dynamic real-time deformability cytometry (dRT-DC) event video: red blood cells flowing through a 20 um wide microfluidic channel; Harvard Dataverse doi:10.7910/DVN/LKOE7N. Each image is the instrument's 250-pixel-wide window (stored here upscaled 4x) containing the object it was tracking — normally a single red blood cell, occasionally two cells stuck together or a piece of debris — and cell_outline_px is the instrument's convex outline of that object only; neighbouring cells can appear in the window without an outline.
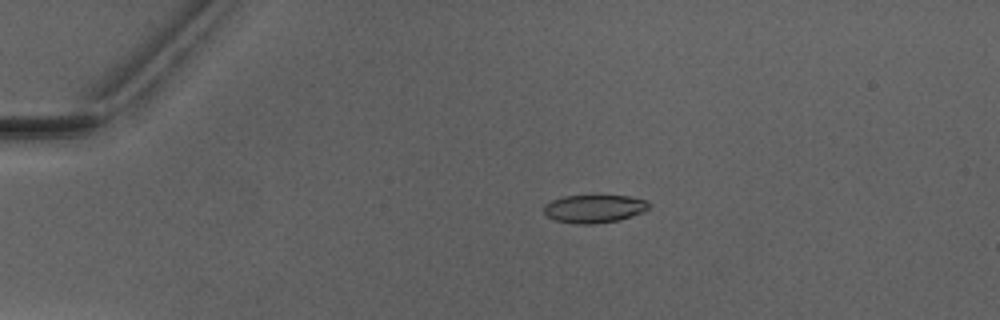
{"species": "Egyptian fruit bat (a non-hibernating species)", "species_latin": "Rousettus aegyptiacus", "temperature_condition": "warm", "stored_images_in_passage": 2, "camera_frame_rate_fps": 3000, "um_per_image_px": 0.085, "animal": {"sex": "male"}, "frame": {"image": 1, "passage_image": 1, "time_ms": 0.0, "image_size_px": [1000, 320], "cell_outline_px": [[652, 204], [644, 212], [620, 220], [592, 224], [576, 224], [552, 220], [544, 212], [544, 204], [552, 200], [564, 196], [628, 196], [644, 200]], "centroid_in_image_um": [50.5, 17.75], "position_along_channel_um": 34.5, "area_um2": 17.22}}